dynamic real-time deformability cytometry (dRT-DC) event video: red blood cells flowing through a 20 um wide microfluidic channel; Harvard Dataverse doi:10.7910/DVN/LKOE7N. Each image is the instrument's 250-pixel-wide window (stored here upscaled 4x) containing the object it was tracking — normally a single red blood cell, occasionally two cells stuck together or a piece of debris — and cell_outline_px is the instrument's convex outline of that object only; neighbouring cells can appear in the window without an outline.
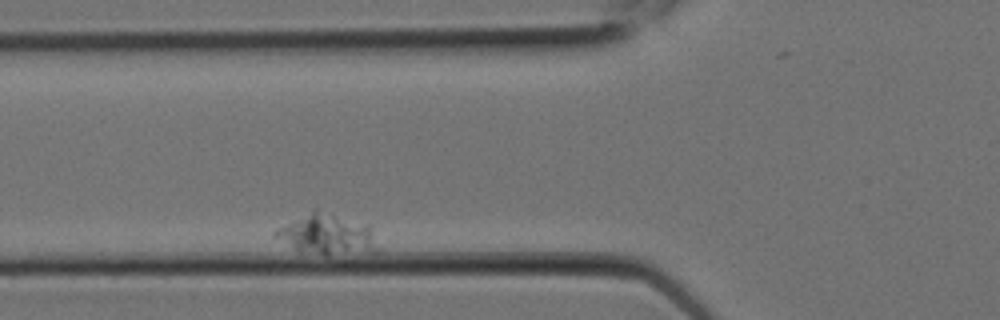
{"species": "Egyptian fruit bat (a non-hibernating species)", "species_latin": "Rousettus aegyptiacus", "temperature_condition": "room temperature", "stored_images_in_passage": 21, "segment_of_instrument_passage": [1, 2], "camera_frame_rate_fps": 3000, "um_per_image_px": 0.085, "animal": {"sex": "female"}, "frame": {"image": 1, "passage_image": 4, "time_ms": 1.0, "image_size_px": [1000, 320], "cell_outline_px": [[380, 252], [300, 252], [272, 236], [272, 232], [276, 228], [312, 208], [316, 208], [372, 224], [380, 248]], "centroid_in_image_um": [27.83, 19.84], "position_along_channel_um": 98.0, "area_um2": 24.62}}
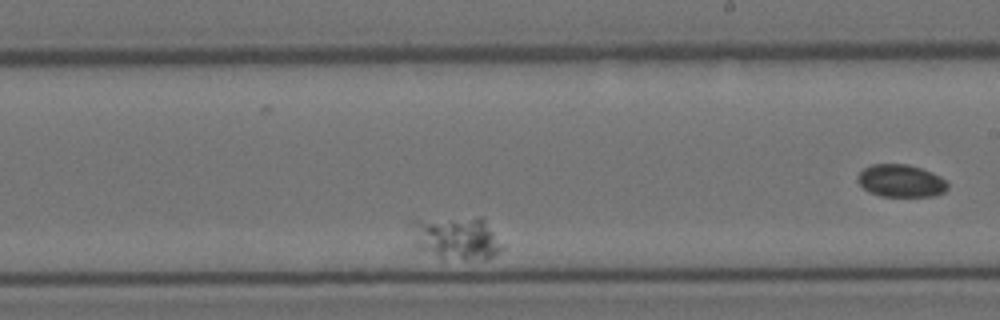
{"frame": {"image": 2, "passage_image": 11, "time_ms": 3.333, "image_size_px": [1000, 320], "cell_outline_px": [[504, 248], [492, 256], [484, 260], [464, 260], [440, 256], [416, 248], [412, 220], [476, 216], [484, 216]], "centroid_in_image_um": [38.86, 20.2], "position_along_channel_um": 250.1, "area_um2": 22.72}}
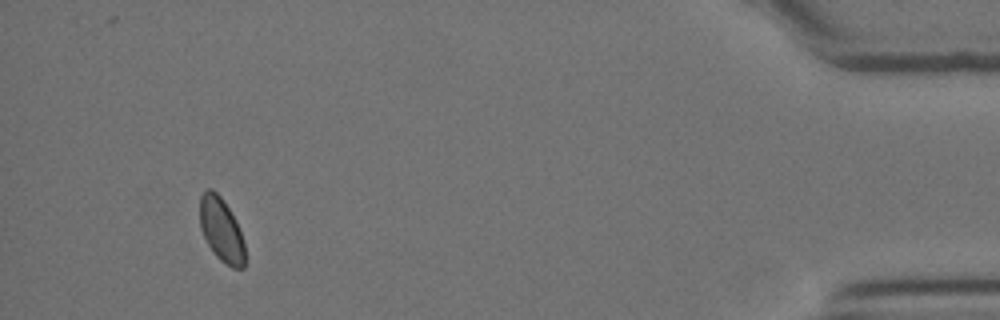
{"frame": {"image": 3, "passage_image": 19, "time_ms": 6.0, "image_size_px": [1000, 320], "cell_outline_px": [[244, 268], [232, 268], [220, 260], [212, 252], [200, 228], [200, 196], [208, 188], [212, 188], [220, 196], [236, 220], [244, 244]], "centroid_in_image_um": [18.8, 19.54], "position_along_channel_um": 416.4, "area_um2": 16.65}}